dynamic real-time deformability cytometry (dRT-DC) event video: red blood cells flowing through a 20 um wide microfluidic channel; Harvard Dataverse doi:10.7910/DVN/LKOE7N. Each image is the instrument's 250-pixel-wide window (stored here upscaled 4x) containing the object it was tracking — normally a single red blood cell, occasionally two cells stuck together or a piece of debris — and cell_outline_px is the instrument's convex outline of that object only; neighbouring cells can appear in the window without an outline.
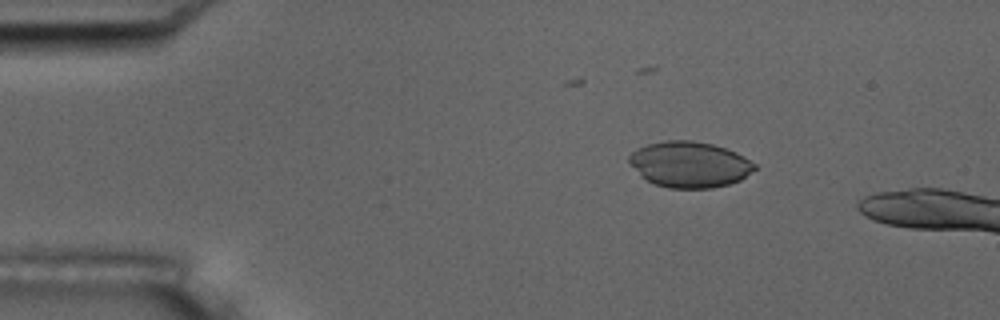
{"species": "common noctule bat (a hibernating species)", "species_latin": "Nyctalus noctula", "temperature_condition": "room temperature", "stored_images_in_passage": 13, "camera_frame_rate_fps": 3000, "um_per_image_px": 0.085, "animal": {"sex": "male", "body_mass_g": 17.5, "forearm_length_mm": 52.3}, "frame": {"image": 1, "passage_image": 8, "time_ms": 2.333, "image_size_px": [1000, 320], "cell_outline_px": [[756, 168], [740, 180], [728, 184], [712, 188], [668, 188], [652, 184], [640, 176], [628, 164], [628, 156], [636, 148], [648, 144], [664, 140], [692, 140], [712, 144], [736, 152], [756, 164]], "centroid_in_image_um": [58.55, 13.98], "position_along_channel_um": 26.4, "area_um2": 33.81}}